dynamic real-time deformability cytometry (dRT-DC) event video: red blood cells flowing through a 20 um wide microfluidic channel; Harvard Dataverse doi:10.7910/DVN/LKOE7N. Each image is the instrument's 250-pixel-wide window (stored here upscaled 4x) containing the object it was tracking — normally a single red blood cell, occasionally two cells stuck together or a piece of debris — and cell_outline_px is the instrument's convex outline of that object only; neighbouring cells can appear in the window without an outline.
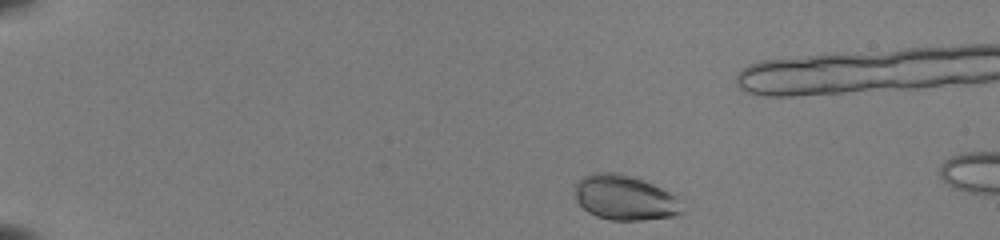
{"species": "common noctule bat (a hibernating species)", "species_latin": "Nyctalus noctula", "temperature_condition": "room temperature", "stored_images_in_passage": 40, "camera_frame_rate_fps": 3000, "um_per_image_px": 0.085, "animal": {"sex": "female", "body_mass_g": 22.0, "forearm_length_mm": 56.7}, "frame": {"image": 1, "passage_image": 2, "time_ms": 0.333, "image_size_px": [1000, 240], "cell_outline_px": [[684, 212], [672, 216], [644, 220], [612, 220], [596, 216], [588, 212], [576, 200], [576, 184], [584, 176], [596, 172], [616, 172], [652, 184], [668, 192], [672, 196]], "centroid_in_image_um": [53.05, 16.82], "position_along_channel_um": 32.0, "area_um2": 27.28}}
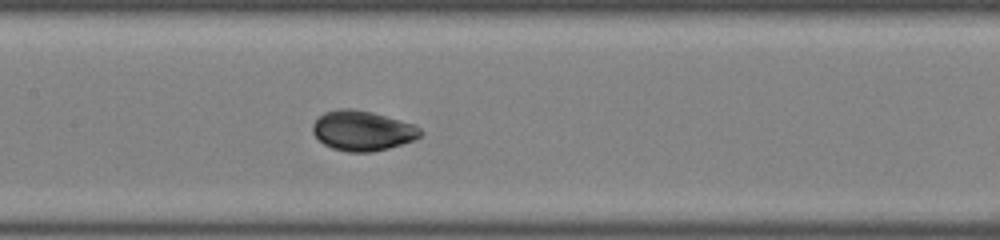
{"frame": {"image": 2, "passage_image": 20, "time_ms": 6.333, "image_size_px": [1000, 240], "cell_outline_px": [[424, 132], [416, 140], [388, 148], [372, 152], [348, 152], [332, 148], [324, 144], [312, 132], [312, 124], [324, 112], [336, 108], [352, 108], [372, 112], [416, 124]], "centroid_in_image_um": [30.84, 11.1], "position_along_channel_um": 176.6, "area_um2": 25.37}}
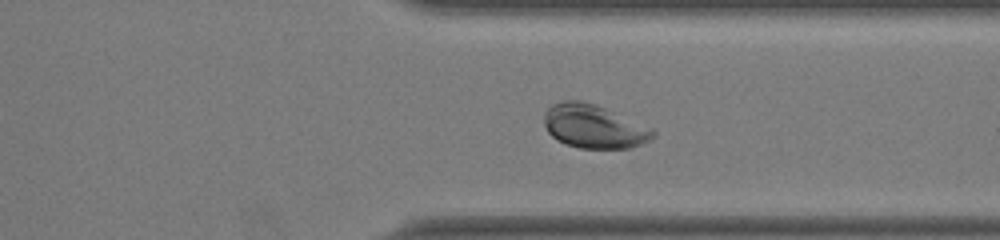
{"frame": {"image": 3, "passage_image": 34, "time_ms": 11.0, "image_size_px": [1000, 240], "cell_outline_px": [[656, 132], [648, 140], [632, 148], [580, 148], [564, 144], [556, 140], [548, 132], [544, 124], [544, 112], [552, 104], [560, 100], [580, 100], [604, 108], [652, 128]], "centroid_in_image_um": [50.42, 10.75], "position_along_channel_um": 361.0, "area_um2": 27.46}}